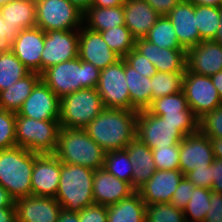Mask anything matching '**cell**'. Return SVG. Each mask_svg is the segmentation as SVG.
I'll return each instance as SVG.
<instances>
[{
  "label": "cell",
  "mask_w": 222,
  "mask_h": 222,
  "mask_svg": "<svg viewBox=\"0 0 222 222\" xmlns=\"http://www.w3.org/2000/svg\"><path fill=\"white\" fill-rule=\"evenodd\" d=\"M137 110L105 108L84 130L105 151L125 147L136 137Z\"/></svg>",
  "instance_id": "1"
},
{
  "label": "cell",
  "mask_w": 222,
  "mask_h": 222,
  "mask_svg": "<svg viewBox=\"0 0 222 222\" xmlns=\"http://www.w3.org/2000/svg\"><path fill=\"white\" fill-rule=\"evenodd\" d=\"M101 70L79 57L47 68L41 79L61 99L84 88H96Z\"/></svg>",
  "instance_id": "2"
},
{
  "label": "cell",
  "mask_w": 222,
  "mask_h": 222,
  "mask_svg": "<svg viewBox=\"0 0 222 222\" xmlns=\"http://www.w3.org/2000/svg\"><path fill=\"white\" fill-rule=\"evenodd\" d=\"M105 153L84 129L61 127L54 153L61 163L80 165L95 171L104 168Z\"/></svg>",
  "instance_id": "3"
},
{
  "label": "cell",
  "mask_w": 222,
  "mask_h": 222,
  "mask_svg": "<svg viewBox=\"0 0 222 222\" xmlns=\"http://www.w3.org/2000/svg\"><path fill=\"white\" fill-rule=\"evenodd\" d=\"M93 174L94 170L90 168L60 161V179L55 199L62 209L79 213L94 203Z\"/></svg>",
  "instance_id": "4"
},
{
  "label": "cell",
  "mask_w": 222,
  "mask_h": 222,
  "mask_svg": "<svg viewBox=\"0 0 222 222\" xmlns=\"http://www.w3.org/2000/svg\"><path fill=\"white\" fill-rule=\"evenodd\" d=\"M34 152L15 146L0 150V185L16 200L32 195Z\"/></svg>",
  "instance_id": "5"
},
{
  "label": "cell",
  "mask_w": 222,
  "mask_h": 222,
  "mask_svg": "<svg viewBox=\"0 0 222 222\" xmlns=\"http://www.w3.org/2000/svg\"><path fill=\"white\" fill-rule=\"evenodd\" d=\"M104 109L96 88L78 90L60 99V125L62 128L84 129Z\"/></svg>",
  "instance_id": "6"
},
{
  "label": "cell",
  "mask_w": 222,
  "mask_h": 222,
  "mask_svg": "<svg viewBox=\"0 0 222 222\" xmlns=\"http://www.w3.org/2000/svg\"><path fill=\"white\" fill-rule=\"evenodd\" d=\"M59 120H35L16 113L15 135L17 146L37 154H54L59 132Z\"/></svg>",
  "instance_id": "7"
},
{
  "label": "cell",
  "mask_w": 222,
  "mask_h": 222,
  "mask_svg": "<svg viewBox=\"0 0 222 222\" xmlns=\"http://www.w3.org/2000/svg\"><path fill=\"white\" fill-rule=\"evenodd\" d=\"M36 26L43 31L73 30L83 26V15L68 0H35Z\"/></svg>",
  "instance_id": "8"
},
{
  "label": "cell",
  "mask_w": 222,
  "mask_h": 222,
  "mask_svg": "<svg viewBox=\"0 0 222 222\" xmlns=\"http://www.w3.org/2000/svg\"><path fill=\"white\" fill-rule=\"evenodd\" d=\"M178 125L166 122L161 116L153 115L146 109L138 111L136 137L151 150L177 146L185 138Z\"/></svg>",
  "instance_id": "9"
},
{
  "label": "cell",
  "mask_w": 222,
  "mask_h": 222,
  "mask_svg": "<svg viewBox=\"0 0 222 222\" xmlns=\"http://www.w3.org/2000/svg\"><path fill=\"white\" fill-rule=\"evenodd\" d=\"M96 89L105 108L136 110L130 102L123 58L101 70Z\"/></svg>",
  "instance_id": "10"
},
{
  "label": "cell",
  "mask_w": 222,
  "mask_h": 222,
  "mask_svg": "<svg viewBox=\"0 0 222 222\" xmlns=\"http://www.w3.org/2000/svg\"><path fill=\"white\" fill-rule=\"evenodd\" d=\"M183 92L189 107L199 119L205 113L222 106V98L209 76L185 70Z\"/></svg>",
  "instance_id": "11"
},
{
  "label": "cell",
  "mask_w": 222,
  "mask_h": 222,
  "mask_svg": "<svg viewBox=\"0 0 222 222\" xmlns=\"http://www.w3.org/2000/svg\"><path fill=\"white\" fill-rule=\"evenodd\" d=\"M79 29L45 32L41 74L49 67L78 57Z\"/></svg>",
  "instance_id": "12"
},
{
  "label": "cell",
  "mask_w": 222,
  "mask_h": 222,
  "mask_svg": "<svg viewBox=\"0 0 222 222\" xmlns=\"http://www.w3.org/2000/svg\"><path fill=\"white\" fill-rule=\"evenodd\" d=\"M4 20L2 40L7 46L20 31L36 26L35 0H14L0 7Z\"/></svg>",
  "instance_id": "13"
},
{
  "label": "cell",
  "mask_w": 222,
  "mask_h": 222,
  "mask_svg": "<svg viewBox=\"0 0 222 222\" xmlns=\"http://www.w3.org/2000/svg\"><path fill=\"white\" fill-rule=\"evenodd\" d=\"M214 158L210 138L199 130L186 135L179 144V164L183 175L194 168L208 167Z\"/></svg>",
  "instance_id": "14"
},
{
  "label": "cell",
  "mask_w": 222,
  "mask_h": 222,
  "mask_svg": "<svg viewBox=\"0 0 222 222\" xmlns=\"http://www.w3.org/2000/svg\"><path fill=\"white\" fill-rule=\"evenodd\" d=\"M45 31L35 26L24 29L7 46L31 72L41 74Z\"/></svg>",
  "instance_id": "15"
},
{
  "label": "cell",
  "mask_w": 222,
  "mask_h": 222,
  "mask_svg": "<svg viewBox=\"0 0 222 222\" xmlns=\"http://www.w3.org/2000/svg\"><path fill=\"white\" fill-rule=\"evenodd\" d=\"M60 98L41 79L17 114L35 120H59Z\"/></svg>",
  "instance_id": "16"
},
{
  "label": "cell",
  "mask_w": 222,
  "mask_h": 222,
  "mask_svg": "<svg viewBox=\"0 0 222 222\" xmlns=\"http://www.w3.org/2000/svg\"><path fill=\"white\" fill-rule=\"evenodd\" d=\"M60 179V160L54 154L34 153L31 176L32 196L56 197Z\"/></svg>",
  "instance_id": "17"
},
{
  "label": "cell",
  "mask_w": 222,
  "mask_h": 222,
  "mask_svg": "<svg viewBox=\"0 0 222 222\" xmlns=\"http://www.w3.org/2000/svg\"><path fill=\"white\" fill-rule=\"evenodd\" d=\"M78 57L100 70L121 59L109 48L100 32L90 30L84 25L79 29Z\"/></svg>",
  "instance_id": "18"
},
{
  "label": "cell",
  "mask_w": 222,
  "mask_h": 222,
  "mask_svg": "<svg viewBox=\"0 0 222 222\" xmlns=\"http://www.w3.org/2000/svg\"><path fill=\"white\" fill-rule=\"evenodd\" d=\"M16 222H57L61 205L54 197L27 196L15 200Z\"/></svg>",
  "instance_id": "19"
},
{
  "label": "cell",
  "mask_w": 222,
  "mask_h": 222,
  "mask_svg": "<svg viewBox=\"0 0 222 222\" xmlns=\"http://www.w3.org/2000/svg\"><path fill=\"white\" fill-rule=\"evenodd\" d=\"M135 49L145 56L159 72L185 73V49L160 48L145 38L135 41Z\"/></svg>",
  "instance_id": "20"
},
{
  "label": "cell",
  "mask_w": 222,
  "mask_h": 222,
  "mask_svg": "<svg viewBox=\"0 0 222 222\" xmlns=\"http://www.w3.org/2000/svg\"><path fill=\"white\" fill-rule=\"evenodd\" d=\"M186 69L198 75L211 77L222 70V45L202 41L186 50Z\"/></svg>",
  "instance_id": "21"
},
{
  "label": "cell",
  "mask_w": 222,
  "mask_h": 222,
  "mask_svg": "<svg viewBox=\"0 0 222 222\" xmlns=\"http://www.w3.org/2000/svg\"><path fill=\"white\" fill-rule=\"evenodd\" d=\"M183 177L180 170H156L137 192L146 205L161 202L170 203Z\"/></svg>",
  "instance_id": "22"
},
{
  "label": "cell",
  "mask_w": 222,
  "mask_h": 222,
  "mask_svg": "<svg viewBox=\"0 0 222 222\" xmlns=\"http://www.w3.org/2000/svg\"><path fill=\"white\" fill-rule=\"evenodd\" d=\"M166 16L171 21L183 49L188 50L200 43L193 3L181 0Z\"/></svg>",
  "instance_id": "23"
},
{
  "label": "cell",
  "mask_w": 222,
  "mask_h": 222,
  "mask_svg": "<svg viewBox=\"0 0 222 222\" xmlns=\"http://www.w3.org/2000/svg\"><path fill=\"white\" fill-rule=\"evenodd\" d=\"M135 190L123 180L108 173L104 168L93 174L94 203L109 206L129 197Z\"/></svg>",
  "instance_id": "24"
},
{
  "label": "cell",
  "mask_w": 222,
  "mask_h": 222,
  "mask_svg": "<svg viewBox=\"0 0 222 222\" xmlns=\"http://www.w3.org/2000/svg\"><path fill=\"white\" fill-rule=\"evenodd\" d=\"M125 26L137 40L145 38L160 15L145 0H125Z\"/></svg>",
  "instance_id": "25"
},
{
  "label": "cell",
  "mask_w": 222,
  "mask_h": 222,
  "mask_svg": "<svg viewBox=\"0 0 222 222\" xmlns=\"http://www.w3.org/2000/svg\"><path fill=\"white\" fill-rule=\"evenodd\" d=\"M125 149L133 166L132 188L137 191L156 171L152 150L137 137Z\"/></svg>",
  "instance_id": "26"
},
{
  "label": "cell",
  "mask_w": 222,
  "mask_h": 222,
  "mask_svg": "<svg viewBox=\"0 0 222 222\" xmlns=\"http://www.w3.org/2000/svg\"><path fill=\"white\" fill-rule=\"evenodd\" d=\"M40 80V73L30 72L28 75L12 84L9 88L1 91L0 109L17 113Z\"/></svg>",
  "instance_id": "27"
},
{
  "label": "cell",
  "mask_w": 222,
  "mask_h": 222,
  "mask_svg": "<svg viewBox=\"0 0 222 222\" xmlns=\"http://www.w3.org/2000/svg\"><path fill=\"white\" fill-rule=\"evenodd\" d=\"M83 25L96 32L123 26L125 25L123 5L109 8L90 6L84 12Z\"/></svg>",
  "instance_id": "28"
},
{
  "label": "cell",
  "mask_w": 222,
  "mask_h": 222,
  "mask_svg": "<svg viewBox=\"0 0 222 222\" xmlns=\"http://www.w3.org/2000/svg\"><path fill=\"white\" fill-rule=\"evenodd\" d=\"M146 204L135 191L118 203L107 206L108 222H145Z\"/></svg>",
  "instance_id": "29"
},
{
  "label": "cell",
  "mask_w": 222,
  "mask_h": 222,
  "mask_svg": "<svg viewBox=\"0 0 222 222\" xmlns=\"http://www.w3.org/2000/svg\"><path fill=\"white\" fill-rule=\"evenodd\" d=\"M125 79L127 80L131 105L137 111L146 109L152 102L150 77H144L125 62Z\"/></svg>",
  "instance_id": "30"
},
{
  "label": "cell",
  "mask_w": 222,
  "mask_h": 222,
  "mask_svg": "<svg viewBox=\"0 0 222 222\" xmlns=\"http://www.w3.org/2000/svg\"><path fill=\"white\" fill-rule=\"evenodd\" d=\"M31 71L5 46L0 51V92L9 88Z\"/></svg>",
  "instance_id": "31"
},
{
  "label": "cell",
  "mask_w": 222,
  "mask_h": 222,
  "mask_svg": "<svg viewBox=\"0 0 222 222\" xmlns=\"http://www.w3.org/2000/svg\"><path fill=\"white\" fill-rule=\"evenodd\" d=\"M145 39L160 48L183 49L178 42L175 29L167 16H160L157 19Z\"/></svg>",
  "instance_id": "32"
},
{
  "label": "cell",
  "mask_w": 222,
  "mask_h": 222,
  "mask_svg": "<svg viewBox=\"0 0 222 222\" xmlns=\"http://www.w3.org/2000/svg\"><path fill=\"white\" fill-rule=\"evenodd\" d=\"M221 7L195 5V16L200 42L213 40L220 23Z\"/></svg>",
  "instance_id": "33"
},
{
  "label": "cell",
  "mask_w": 222,
  "mask_h": 222,
  "mask_svg": "<svg viewBox=\"0 0 222 222\" xmlns=\"http://www.w3.org/2000/svg\"><path fill=\"white\" fill-rule=\"evenodd\" d=\"M185 73L157 71L151 79L152 100L183 91Z\"/></svg>",
  "instance_id": "34"
},
{
  "label": "cell",
  "mask_w": 222,
  "mask_h": 222,
  "mask_svg": "<svg viewBox=\"0 0 222 222\" xmlns=\"http://www.w3.org/2000/svg\"><path fill=\"white\" fill-rule=\"evenodd\" d=\"M100 33L109 48L121 58L135 48L136 39L125 25L100 31Z\"/></svg>",
  "instance_id": "35"
},
{
  "label": "cell",
  "mask_w": 222,
  "mask_h": 222,
  "mask_svg": "<svg viewBox=\"0 0 222 222\" xmlns=\"http://www.w3.org/2000/svg\"><path fill=\"white\" fill-rule=\"evenodd\" d=\"M126 149L105 153L104 169L115 177L128 182L132 186V169Z\"/></svg>",
  "instance_id": "36"
},
{
  "label": "cell",
  "mask_w": 222,
  "mask_h": 222,
  "mask_svg": "<svg viewBox=\"0 0 222 222\" xmlns=\"http://www.w3.org/2000/svg\"><path fill=\"white\" fill-rule=\"evenodd\" d=\"M211 190L201 187L193 189L190 201L183 210L186 222H204L210 206Z\"/></svg>",
  "instance_id": "37"
},
{
  "label": "cell",
  "mask_w": 222,
  "mask_h": 222,
  "mask_svg": "<svg viewBox=\"0 0 222 222\" xmlns=\"http://www.w3.org/2000/svg\"><path fill=\"white\" fill-rule=\"evenodd\" d=\"M146 110L157 116L179 113L182 111H192L183 91L153 99Z\"/></svg>",
  "instance_id": "38"
},
{
  "label": "cell",
  "mask_w": 222,
  "mask_h": 222,
  "mask_svg": "<svg viewBox=\"0 0 222 222\" xmlns=\"http://www.w3.org/2000/svg\"><path fill=\"white\" fill-rule=\"evenodd\" d=\"M145 222H186L183 210L170 203L146 205Z\"/></svg>",
  "instance_id": "39"
},
{
  "label": "cell",
  "mask_w": 222,
  "mask_h": 222,
  "mask_svg": "<svg viewBox=\"0 0 222 222\" xmlns=\"http://www.w3.org/2000/svg\"><path fill=\"white\" fill-rule=\"evenodd\" d=\"M15 122L16 112L0 109V150L17 146Z\"/></svg>",
  "instance_id": "40"
},
{
  "label": "cell",
  "mask_w": 222,
  "mask_h": 222,
  "mask_svg": "<svg viewBox=\"0 0 222 222\" xmlns=\"http://www.w3.org/2000/svg\"><path fill=\"white\" fill-rule=\"evenodd\" d=\"M198 130L209 138H222V106L214 108L200 117Z\"/></svg>",
  "instance_id": "41"
},
{
  "label": "cell",
  "mask_w": 222,
  "mask_h": 222,
  "mask_svg": "<svg viewBox=\"0 0 222 222\" xmlns=\"http://www.w3.org/2000/svg\"><path fill=\"white\" fill-rule=\"evenodd\" d=\"M156 170H180L179 144L152 150Z\"/></svg>",
  "instance_id": "42"
},
{
  "label": "cell",
  "mask_w": 222,
  "mask_h": 222,
  "mask_svg": "<svg viewBox=\"0 0 222 222\" xmlns=\"http://www.w3.org/2000/svg\"><path fill=\"white\" fill-rule=\"evenodd\" d=\"M161 117L170 124L178 125L185 135L192 134L198 131V118L193 111H182L173 114H162Z\"/></svg>",
  "instance_id": "43"
},
{
  "label": "cell",
  "mask_w": 222,
  "mask_h": 222,
  "mask_svg": "<svg viewBox=\"0 0 222 222\" xmlns=\"http://www.w3.org/2000/svg\"><path fill=\"white\" fill-rule=\"evenodd\" d=\"M124 61L134 68L139 74L144 77H152L156 74V67L135 48L123 57Z\"/></svg>",
  "instance_id": "44"
},
{
  "label": "cell",
  "mask_w": 222,
  "mask_h": 222,
  "mask_svg": "<svg viewBox=\"0 0 222 222\" xmlns=\"http://www.w3.org/2000/svg\"><path fill=\"white\" fill-rule=\"evenodd\" d=\"M194 188L195 185L184 176L177 186V189L171 198L170 204L174 205L178 209L184 210L190 201Z\"/></svg>",
  "instance_id": "45"
},
{
  "label": "cell",
  "mask_w": 222,
  "mask_h": 222,
  "mask_svg": "<svg viewBox=\"0 0 222 222\" xmlns=\"http://www.w3.org/2000/svg\"><path fill=\"white\" fill-rule=\"evenodd\" d=\"M195 187L212 189V164L208 167L194 168L184 175Z\"/></svg>",
  "instance_id": "46"
},
{
  "label": "cell",
  "mask_w": 222,
  "mask_h": 222,
  "mask_svg": "<svg viewBox=\"0 0 222 222\" xmlns=\"http://www.w3.org/2000/svg\"><path fill=\"white\" fill-rule=\"evenodd\" d=\"M79 222H108L107 206L93 203L79 213Z\"/></svg>",
  "instance_id": "47"
},
{
  "label": "cell",
  "mask_w": 222,
  "mask_h": 222,
  "mask_svg": "<svg viewBox=\"0 0 222 222\" xmlns=\"http://www.w3.org/2000/svg\"><path fill=\"white\" fill-rule=\"evenodd\" d=\"M210 206L204 222H222V194L211 190Z\"/></svg>",
  "instance_id": "48"
},
{
  "label": "cell",
  "mask_w": 222,
  "mask_h": 222,
  "mask_svg": "<svg viewBox=\"0 0 222 222\" xmlns=\"http://www.w3.org/2000/svg\"><path fill=\"white\" fill-rule=\"evenodd\" d=\"M160 16H166L181 0H145Z\"/></svg>",
  "instance_id": "49"
},
{
  "label": "cell",
  "mask_w": 222,
  "mask_h": 222,
  "mask_svg": "<svg viewBox=\"0 0 222 222\" xmlns=\"http://www.w3.org/2000/svg\"><path fill=\"white\" fill-rule=\"evenodd\" d=\"M212 191L222 194V159L214 158L212 163Z\"/></svg>",
  "instance_id": "50"
},
{
  "label": "cell",
  "mask_w": 222,
  "mask_h": 222,
  "mask_svg": "<svg viewBox=\"0 0 222 222\" xmlns=\"http://www.w3.org/2000/svg\"><path fill=\"white\" fill-rule=\"evenodd\" d=\"M15 199L0 185V208H15Z\"/></svg>",
  "instance_id": "51"
},
{
  "label": "cell",
  "mask_w": 222,
  "mask_h": 222,
  "mask_svg": "<svg viewBox=\"0 0 222 222\" xmlns=\"http://www.w3.org/2000/svg\"><path fill=\"white\" fill-rule=\"evenodd\" d=\"M0 222H16L15 208H0Z\"/></svg>",
  "instance_id": "52"
},
{
  "label": "cell",
  "mask_w": 222,
  "mask_h": 222,
  "mask_svg": "<svg viewBox=\"0 0 222 222\" xmlns=\"http://www.w3.org/2000/svg\"><path fill=\"white\" fill-rule=\"evenodd\" d=\"M57 222H79V215L78 213L61 209Z\"/></svg>",
  "instance_id": "53"
},
{
  "label": "cell",
  "mask_w": 222,
  "mask_h": 222,
  "mask_svg": "<svg viewBox=\"0 0 222 222\" xmlns=\"http://www.w3.org/2000/svg\"><path fill=\"white\" fill-rule=\"evenodd\" d=\"M125 0H92L91 6L109 8L114 6H122Z\"/></svg>",
  "instance_id": "54"
},
{
  "label": "cell",
  "mask_w": 222,
  "mask_h": 222,
  "mask_svg": "<svg viewBox=\"0 0 222 222\" xmlns=\"http://www.w3.org/2000/svg\"><path fill=\"white\" fill-rule=\"evenodd\" d=\"M214 157L222 159V138H210Z\"/></svg>",
  "instance_id": "55"
},
{
  "label": "cell",
  "mask_w": 222,
  "mask_h": 222,
  "mask_svg": "<svg viewBox=\"0 0 222 222\" xmlns=\"http://www.w3.org/2000/svg\"><path fill=\"white\" fill-rule=\"evenodd\" d=\"M212 83L217 89L220 97L222 98V70L211 77Z\"/></svg>",
  "instance_id": "56"
},
{
  "label": "cell",
  "mask_w": 222,
  "mask_h": 222,
  "mask_svg": "<svg viewBox=\"0 0 222 222\" xmlns=\"http://www.w3.org/2000/svg\"><path fill=\"white\" fill-rule=\"evenodd\" d=\"M194 5L222 7V0H189Z\"/></svg>",
  "instance_id": "57"
},
{
  "label": "cell",
  "mask_w": 222,
  "mask_h": 222,
  "mask_svg": "<svg viewBox=\"0 0 222 222\" xmlns=\"http://www.w3.org/2000/svg\"><path fill=\"white\" fill-rule=\"evenodd\" d=\"M77 6L82 12H85L92 4V0H68Z\"/></svg>",
  "instance_id": "58"
},
{
  "label": "cell",
  "mask_w": 222,
  "mask_h": 222,
  "mask_svg": "<svg viewBox=\"0 0 222 222\" xmlns=\"http://www.w3.org/2000/svg\"><path fill=\"white\" fill-rule=\"evenodd\" d=\"M219 20H220L219 27L217 29V32H216V35H215L213 41L222 45V7L220 9V19Z\"/></svg>",
  "instance_id": "59"
},
{
  "label": "cell",
  "mask_w": 222,
  "mask_h": 222,
  "mask_svg": "<svg viewBox=\"0 0 222 222\" xmlns=\"http://www.w3.org/2000/svg\"><path fill=\"white\" fill-rule=\"evenodd\" d=\"M4 27V20L2 19L1 15H0V45H5L3 43V40H2V29Z\"/></svg>",
  "instance_id": "60"
},
{
  "label": "cell",
  "mask_w": 222,
  "mask_h": 222,
  "mask_svg": "<svg viewBox=\"0 0 222 222\" xmlns=\"http://www.w3.org/2000/svg\"><path fill=\"white\" fill-rule=\"evenodd\" d=\"M11 1H14V0H0V7L10 3Z\"/></svg>",
  "instance_id": "61"
},
{
  "label": "cell",
  "mask_w": 222,
  "mask_h": 222,
  "mask_svg": "<svg viewBox=\"0 0 222 222\" xmlns=\"http://www.w3.org/2000/svg\"><path fill=\"white\" fill-rule=\"evenodd\" d=\"M6 45H0V51L2 50V48H4Z\"/></svg>",
  "instance_id": "62"
}]
</instances>
